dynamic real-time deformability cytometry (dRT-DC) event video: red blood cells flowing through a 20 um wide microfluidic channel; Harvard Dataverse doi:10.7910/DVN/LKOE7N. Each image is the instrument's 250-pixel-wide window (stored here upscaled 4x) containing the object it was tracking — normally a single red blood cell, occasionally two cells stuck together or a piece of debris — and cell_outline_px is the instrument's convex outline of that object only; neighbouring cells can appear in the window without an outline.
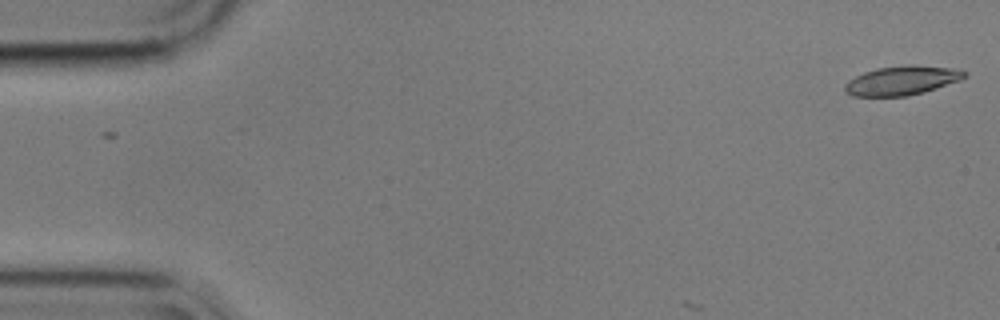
{"species": "common noctule bat (a hibernating species)", "species_latin": "Nyctalus noctula", "temperature_condition": "cold", "stored_images_in_passage": 7, "camera_frame_rate_fps": 3000, "um_per_image_px": 0.085, "animal": {"sex": "male", "body_mass_g": 17.9}, "frame": {"image": 1, "passage_image": 1, "time_ms": 0.0, "image_size_px": [1000, 320], "cell_outline_px": [[968, 72], [960, 80], [924, 92], [908, 96], [852, 96], [844, 92], [844, 84], [848, 80], [864, 72], [876, 68], [912, 64], [952, 68]], "centroid_in_image_um": [76.62, 6.84], "position_along_channel_um": 8.4, "area_um2": 20.35}}